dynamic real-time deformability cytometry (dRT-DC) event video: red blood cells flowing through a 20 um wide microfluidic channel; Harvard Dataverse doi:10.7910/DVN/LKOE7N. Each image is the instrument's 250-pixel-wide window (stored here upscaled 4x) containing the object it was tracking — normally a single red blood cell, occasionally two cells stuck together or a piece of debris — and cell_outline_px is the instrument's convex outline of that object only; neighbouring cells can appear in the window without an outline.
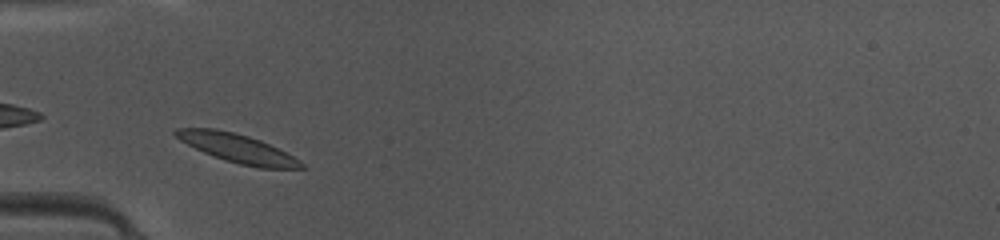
{"species": "common noctule bat (a hibernating species)", "species_latin": "Nyctalus noctula", "temperature_condition": "warm", "stored_images_in_passage": 36, "camera_frame_rate_fps": 3000, "um_per_image_px": 0.085, "animal": {"sex": "female", "body_mass_g": 10.0, "forearm_length_mm": 53.1}, "frame": {"image": 1, "passage_image": 4, "time_ms": 1.0, "image_size_px": [1000, 240], "cell_outline_px": [[308, 168], [260, 168], [240, 164], [224, 160], [204, 152], [180, 140], [172, 132], [176, 128], [216, 128], [248, 136], [260, 140], [300, 160]], "centroid_in_image_um": [20.17, 12.6], "position_along_channel_um": 64.8, "area_um2": 20.63}}
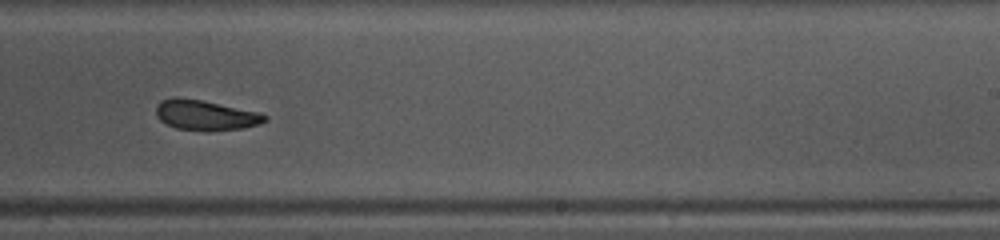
{"frame": {"image": 2, "passage_image": 19, "time_ms": 6.0, "image_size_px": [1000, 240], "cell_outline_px": [[268, 120], [260, 124], [244, 128], [208, 132], [176, 128], [160, 120], [156, 116], [156, 108], [160, 100], [176, 96], [200, 100], [260, 112], [268, 116]], "centroid_in_image_um": [17.49, 9.8], "position_along_channel_um": 271.5, "area_um2": 19.36}}
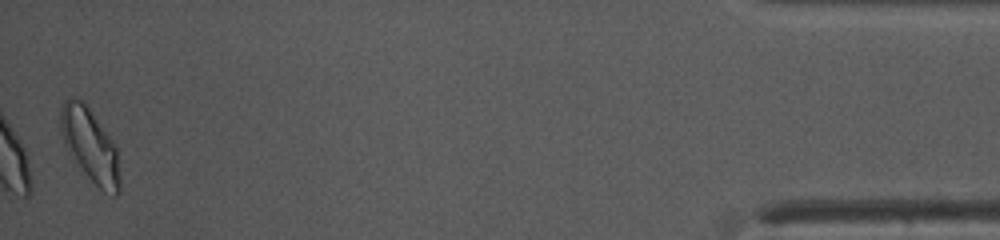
{"frame": {"image": 3, "passage_image": 36, "time_ms": 11.667, "image_size_px": [1000, 240], "cell_outline_px": [[120, 192], [116, 196], [112, 196], [104, 192], [88, 176], [68, 152], [64, 144], [60, 132], [60, 108], [64, 100], [68, 96], [72, 96], [84, 100], [112, 140], [116, 148], [120, 176]], "centroid_in_image_um": [7.64, 12.3], "position_along_channel_um": 427.6, "area_um2": 25.49}, "authors_computed_cell_mechanics": {"area_um2": 19.9988, "velocity_mm_per_s": 4.1566, "shape_relaxation_time_tau1_ms": 4.8794, "shape_relaxation_time_tau2_ms": 4.4316, "deformation_change_tau1": 0.1381, "deformation_change_tau2": 0.0897}}